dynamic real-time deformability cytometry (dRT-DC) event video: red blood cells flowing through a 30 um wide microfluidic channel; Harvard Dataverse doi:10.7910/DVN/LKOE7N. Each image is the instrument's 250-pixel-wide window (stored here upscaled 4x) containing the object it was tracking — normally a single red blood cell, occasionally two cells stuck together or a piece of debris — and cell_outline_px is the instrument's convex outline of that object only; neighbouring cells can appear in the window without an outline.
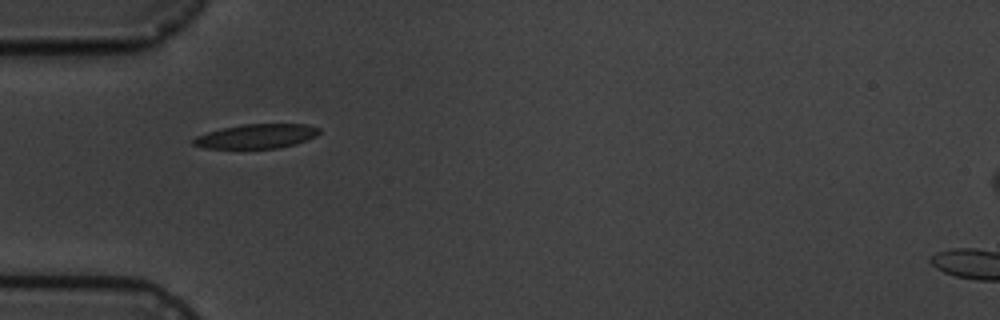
{"species": "common noctule bat (a hibernating species)", "species_latin": "Nyctalus noctula", "temperature_condition": "cold", "stored_images_in_passage": 6, "camera_frame_rate_fps": 3000, "um_per_image_px": 0.085, "animal": {"sex": "male", "body_mass_g": 19.5, "forearm_length_mm": 54.6}, "frame": {"image": 1, "passage_image": 1, "time_ms": 0.0, "image_size_px": [1000, 320], "cell_outline_px": [[320, 132], [316, 136], [296, 144], [280, 148], [204, 148], [192, 144], [192, 140], [196, 136], [208, 132], [224, 128], [244, 124], [308, 124], [320, 128]], "centroid_in_image_um": [21.83, 11.58], "position_along_channel_um": 63.2, "area_um2": 17.8}}
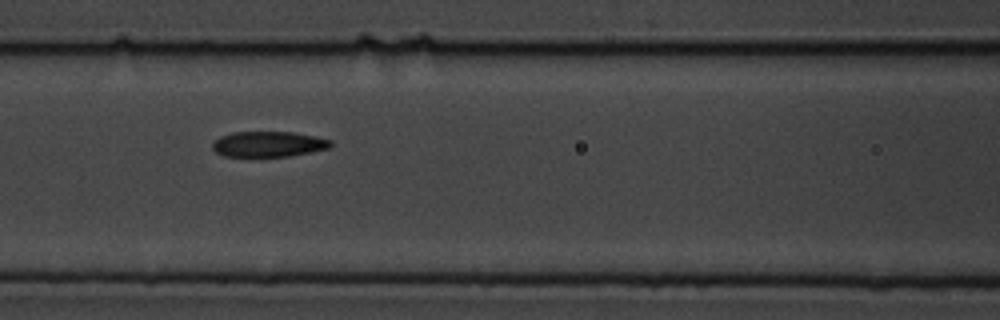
{"frame": {"image": 2, "passage_image": 3, "time_ms": 2.333, "image_size_px": [1000, 320], "cell_outline_px": [[332, 144], [328, 148], [288, 156], [224, 156], [216, 152], [212, 148], [212, 144], [220, 136], [232, 132], [292, 132], [316, 136], [332, 140]], "centroid_in_image_um": [22.8, 12.24], "position_along_channel_um": 143.8, "area_um2": 17.4}}
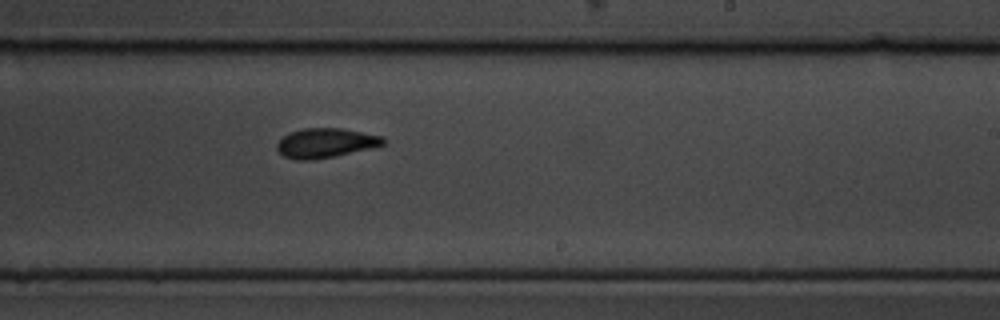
{"frame": {"image": 3, "passage_image": 6, "time_ms": 5.667, "image_size_px": [1000, 320], "cell_outline_px": [[388, 144], [332, 156], [312, 160], [296, 160], [284, 156], [276, 148], [276, 144], [288, 132], [304, 128], [340, 128], [384, 136], [388, 140]], "centroid_in_image_um": [27.7, 12.14], "position_along_channel_um": 261.3, "area_um2": 18.26}}